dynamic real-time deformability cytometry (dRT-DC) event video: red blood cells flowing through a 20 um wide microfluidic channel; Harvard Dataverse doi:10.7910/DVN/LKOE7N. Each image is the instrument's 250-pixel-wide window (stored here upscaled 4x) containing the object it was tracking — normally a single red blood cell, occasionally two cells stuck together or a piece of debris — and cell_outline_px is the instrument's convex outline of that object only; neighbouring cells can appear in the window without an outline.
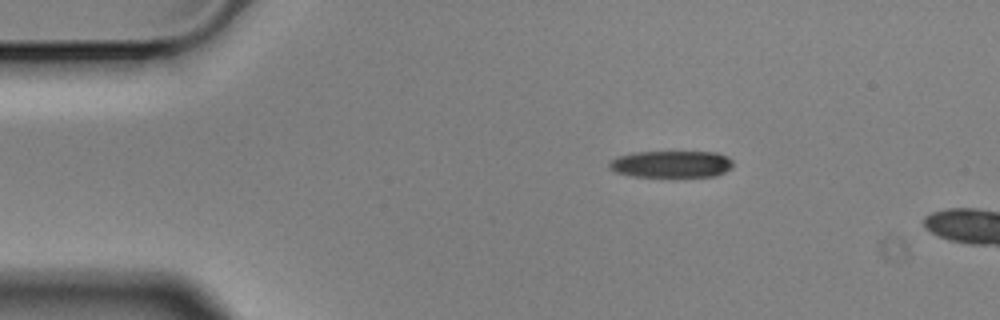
{"species": "Egyptian fruit bat (a non-hibernating species)", "species_latin": "Rousettus aegyptiacus", "temperature_condition": "cold", "stored_images_in_passage": 2, "camera_frame_rate_fps": 3000, "um_per_image_px": 0.085, "animal": {"sex": "male"}, "frame": {"image": 1, "passage_image": 1, "time_ms": 0.0, "image_size_px": [1000, 320], "cell_outline_px": [[732, 168], [716, 176], [672, 180], [632, 176], [616, 172], [608, 168], [608, 160], [616, 156], [636, 152], [716, 152], [728, 156], [732, 160]], "centroid_in_image_um": [57.05, 14.01], "position_along_channel_um": 28.0, "area_um2": 20.69}}